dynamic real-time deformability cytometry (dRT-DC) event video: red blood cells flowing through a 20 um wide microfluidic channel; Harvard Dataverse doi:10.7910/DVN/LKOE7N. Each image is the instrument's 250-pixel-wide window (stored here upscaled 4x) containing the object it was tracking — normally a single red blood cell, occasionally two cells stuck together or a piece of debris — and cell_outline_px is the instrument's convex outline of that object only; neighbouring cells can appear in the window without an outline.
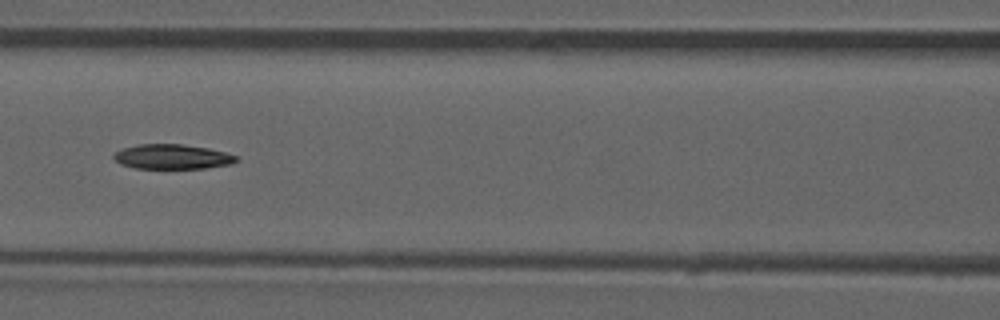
{"species": "common noctule bat (a hibernating species)", "species_latin": "Nyctalus noctula", "temperature_condition": "room temperature", "stored_images_in_passage": 53, "camera_frame_rate_fps": 3000, "um_per_image_px": 0.085, "animal": {"sex": "male", "forearm_length_mm": 52.5}, "frame": {"image": 1, "passage_image": 23, "time_ms": 7.333, "image_size_px": [1000, 320], "cell_outline_px": [[236, 160], [232, 164], [204, 168], [132, 168], [120, 164], [112, 156], [120, 148], [136, 144], [180, 144], [208, 148], [224, 152], [236, 156]], "centroid_in_image_um": [14.58, 13.31], "position_along_channel_um": 152.0, "area_um2": 17.63}, "authors_computed_cell_mechanics": {"area_um2": 18.4382, "velocity_mm_per_s": 3.9189, "shape_relaxation_time_tau1_ms": 9.6983, "shape_relaxation_time_tau2_ms": null, "deformation_change_tau1": 0.2174, "deformation_change_tau2": null}}